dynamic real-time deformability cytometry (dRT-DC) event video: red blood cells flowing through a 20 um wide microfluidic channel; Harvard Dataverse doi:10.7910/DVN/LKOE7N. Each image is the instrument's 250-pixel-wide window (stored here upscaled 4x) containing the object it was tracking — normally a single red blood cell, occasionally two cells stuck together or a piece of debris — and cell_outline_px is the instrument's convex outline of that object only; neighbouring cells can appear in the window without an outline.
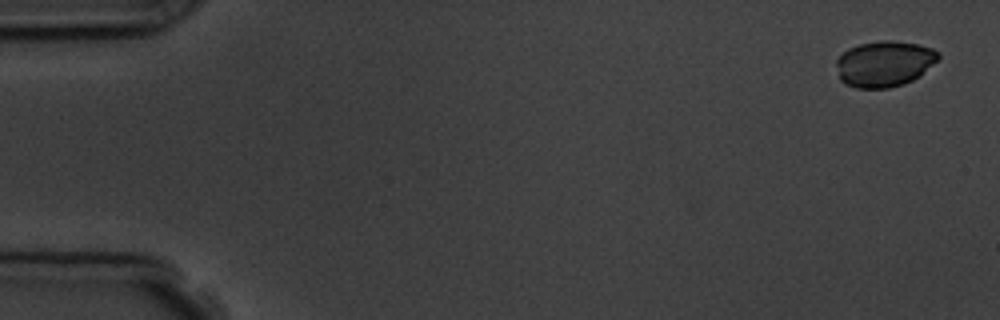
{"species": "common noctule bat (a hibernating species)", "species_latin": "Nyctalus noctula", "temperature_condition": "room temperature", "stored_images_in_passage": 5, "segment_of_instrument_passage": [2, 2], "camera_frame_rate_fps": 3000, "um_per_image_px": 0.085, "animal": {"sex": "male", "body_mass_g": 19.5, "forearm_length_mm": 54.6}, "frame": {"image": 1, "passage_image": 5, "time_ms": 5.333, "image_size_px": [1000, 320], "cell_outline_px": [[940, 56], [920, 76], [904, 84], [888, 88], [856, 88], [844, 84], [840, 80], [836, 64], [836, 60], [848, 48], [860, 44], [880, 40], [892, 40], [916, 44], [932, 48], [940, 52]], "centroid_in_image_um": [75.15, 5.42], "position_along_channel_um": 9.8, "area_um2": 27.28}}